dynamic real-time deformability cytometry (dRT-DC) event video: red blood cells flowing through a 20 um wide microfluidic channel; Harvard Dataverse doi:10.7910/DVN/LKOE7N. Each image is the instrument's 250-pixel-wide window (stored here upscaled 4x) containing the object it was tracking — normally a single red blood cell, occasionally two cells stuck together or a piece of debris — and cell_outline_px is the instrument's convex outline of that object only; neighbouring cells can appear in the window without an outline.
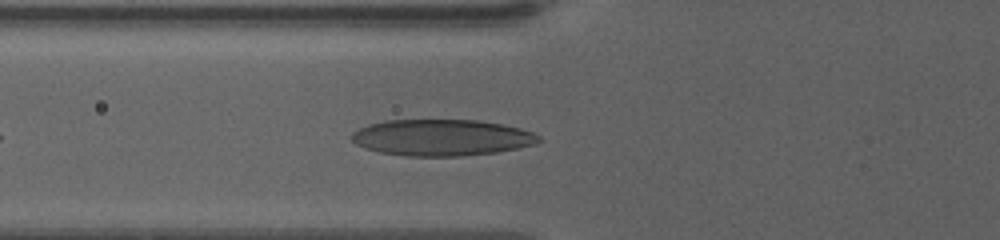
{"species": "human", "species_latin": "Homo sapiens", "temperature_condition": "warm", "stored_images_in_passage": 40, "camera_frame_rate_fps": 3000, "um_per_image_px": 0.085, "donor": {"sex": "female"}, "frame": {"image": 1, "passage_image": 6, "time_ms": 1.667, "image_size_px": [1000, 240], "cell_outline_px": [[544, 140], [536, 144], [520, 148], [496, 152], [464, 156], [404, 156], [380, 152], [364, 148], [356, 144], [352, 140], [352, 132], [368, 124], [384, 120], [480, 120], [520, 128], [532, 132], [540, 136]], "centroid_in_image_um": [37.57, 11.7], "position_along_channel_um": 88.2, "area_um2": 39.94}}
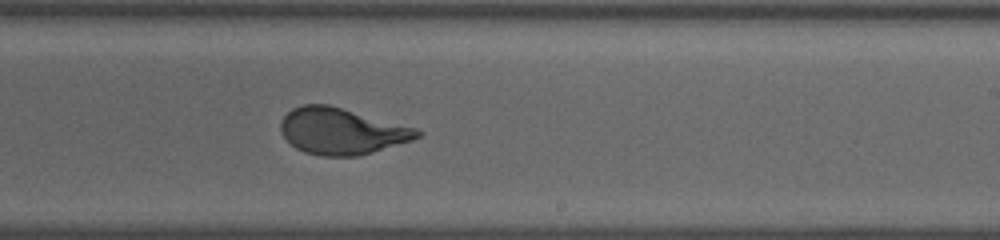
{"frame": {"image": 2, "passage_image": 21, "time_ms": 6.667, "image_size_px": [1000, 240], "cell_outline_px": [[424, 132], [420, 136], [412, 140], [372, 152], [356, 156], [324, 156], [304, 152], [296, 148], [280, 132], [280, 120], [292, 108], [304, 104], [328, 104], [416, 128]], "centroid_in_image_um": [29.02, 11.14], "position_along_channel_um": 260.0, "area_um2": 36.65}}
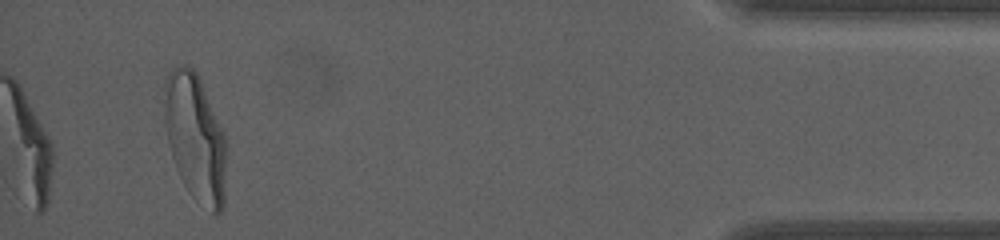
{"frame": {"image": 3, "passage_image": 40, "time_ms": 13.0, "image_size_px": [1000, 240], "cell_outline_px": [[224, 204], [220, 212], [216, 216], [196, 200], [188, 192], [176, 168], [172, 156], [168, 140], [164, 120], [164, 80], [168, 72], [172, 68], [180, 64], [184, 64], [192, 68], [196, 72], [200, 80], [224, 132]], "centroid_in_image_um": [16.56, 11.67], "position_along_channel_um": 418.6, "area_um2": 45.6}, "authors_computed_cell_mechanics": {"area_um2": 37.1943, "velocity_mm_per_s": 3.4259, "shape_relaxation_time_tau1_ms": 4.837, "shape_relaxation_time_tau2_ms": null, "deformation_change_tau1": 0.2272, "deformation_change_tau2": null}}